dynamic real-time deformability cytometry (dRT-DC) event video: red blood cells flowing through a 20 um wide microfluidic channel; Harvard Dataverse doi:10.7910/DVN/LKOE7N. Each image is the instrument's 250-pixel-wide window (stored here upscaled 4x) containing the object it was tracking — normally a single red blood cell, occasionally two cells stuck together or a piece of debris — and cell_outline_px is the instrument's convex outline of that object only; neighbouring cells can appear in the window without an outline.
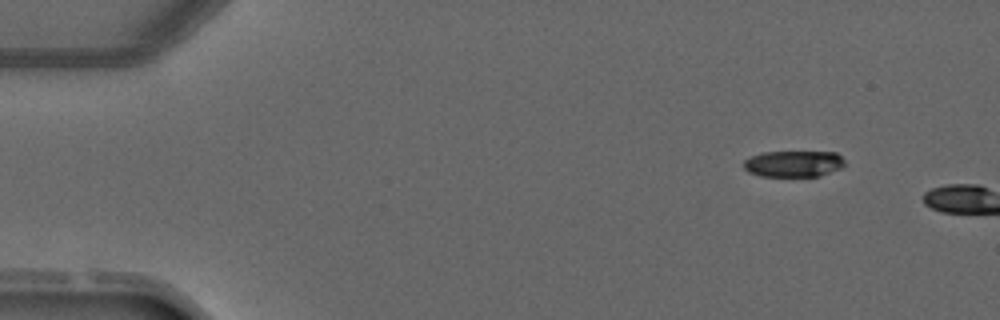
{"species": "common noctule bat (a hibernating species)", "species_latin": "Nyctalus noctula", "temperature_condition": "warm", "stored_images_in_passage": 2, "camera_frame_rate_fps": 3000, "um_per_image_px": 0.085, "animal": {"sex": "male", "forearm_length_mm": 52.5}, "frame": {"image": 1, "passage_image": 1, "time_ms": 0.0, "image_size_px": [1000, 320], "cell_outline_px": [[844, 164], [840, 168], [820, 176], [760, 176], [748, 172], [744, 168], [744, 160], [752, 156], [764, 152], [836, 152], [844, 160]], "centroid_in_image_um": [67.44, 13.92], "position_along_channel_um": 17.6, "area_um2": 15.37}}